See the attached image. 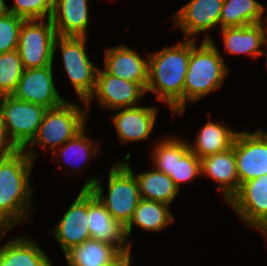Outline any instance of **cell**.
<instances>
[{"instance_id": "obj_1", "label": "cell", "mask_w": 267, "mask_h": 266, "mask_svg": "<svg viewBox=\"0 0 267 266\" xmlns=\"http://www.w3.org/2000/svg\"><path fill=\"white\" fill-rule=\"evenodd\" d=\"M36 155L35 150L28 149L27 153L17 150L0 158V242L15 225L31 221L35 190L29 180Z\"/></svg>"}, {"instance_id": "obj_2", "label": "cell", "mask_w": 267, "mask_h": 266, "mask_svg": "<svg viewBox=\"0 0 267 266\" xmlns=\"http://www.w3.org/2000/svg\"><path fill=\"white\" fill-rule=\"evenodd\" d=\"M191 53V39L162 48L148 56L145 92H154L158 101L168 104L172 114L183 109V89Z\"/></svg>"}, {"instance_id": "obj_3", "label": "cell", "mask_w": 267, "mask_h": 266, "mask_svg": "<svg viewBox=\"0 0 267 266\" xmlns=\"http://www.w3.org/2000/svg\"><path fill=\"white\" fill-rule=\"evenodd\" d=\"M196 39H191L189 66L183 89V109L186 103L202 99L207 94L216 91L225 81L229 68L221 57L213 39L204 40L197 47Z\"/></svg>"}, {"instance_id": "obj_4", "label": "cell", "mask_w": 267, "mask_h": 266, "mask_svg": "<svg viewBox=\"0 0 267 266\" xmlns=\"http://www.w3.org/2000/svg\"><path fill=\"white\" fill-rule=\"evenodd\" d=\"M130 153L124 160L116 162L108 174V196H103V188L97 177L89 178L82 189H89L104 205L112 218L126 227L131 221L134 210L141 200L138 184L130 161ZM126 161V162H125Z\"/></svg>"}, {"instance_id": "obj_5", "label": "cell", "mask_w": 267, "mask_h": 266, "mask_svg": "<svg viewBox=\"0 0 267 266\" xmlns=\"http://www.w3.org/2000/svg\"><path fill=\"white\" fill-rule=\"evenodd\" d=\"M78 104L64 101L61 105L46 109L37 134L26 147L36 144L48 146L52 152L79 133L86 124L87 110Z\"/></svg>"}, {"instance_id": "obj_6", "label": "cell", "mask_w": 267, "mask_h": 266, "mask_svg": "<svg viewBox=\"0 0 267 266\" xmlns=\"http://www.w3.org/2000/svg\"><path fill=\"white\" fill-rule=\"evenodd\" d=\"M87 38L57 35L53 47V55L56 48L60 47L65 72L83 103L94 92L98 71V67L94 66L86 53Z\"/></svg>"}, {"instance_id": "obj_7", "label": "cell", "mask_w": 267, "mask_h": 266, "mask_svg": "<svg viewBox=\"0 0 267 266\" xmlns=\"http://www.w3.org/2000/svg\"><path fill=\"white\" fill-rule=\"evenodd\" d=\"M46 109L13 95L0 96V117L8 137L18 150H26L32 142Z\"/></svg>"}, {"instance_id": "obj_8", "label": "cell", "mask_w": 267, "mask_h": 266, "mask_svg": "<svg viewBox=\"0 0 267 266\" xmlns=\"http://www.w3.org/2000/svg\"><path fill=\"white\" fill-rule=\"evenodd\" d=\"M185 142L176 137L163 138L152 151L153 168L168 175L179 191L181 184L201 175L200 158Z\"/></svg>"}, {"instance_id": "obj_9", "label": "cell", "mask_w": 267, "mask_h": 266, "mask_svg": "<svg viewBox=\"0 0 267 266\" xmlns=\"http://www.w3.org/2000/svg\"><path fill=\"white\" fill-rule=\"evenodd\" d=\"M24 20L19 32L17 51L24 69L53 65L56 30L51 18Z\"/></svg>"}, {"instance_id": "obj_10", "label": "cell", "mask_w": 267, "mask_h": 266, "mask_svg": "<svg viewBox=\"0 0 267 266\" xmlns=\"http://www.w3.org/2000/svg\"><path fill=\"white\" fill-rule=\"evenodd\" d=\"M228 205L241 220L267 240V174L242 183Z\"/></svg>"}, {"instance_id": "obj_11", "label": "cell", "mask_w": 267, "mask_h": 266, "mask_svg": "<svg viewBox=\"0 0 267 266\" xmlns=\"http://www.w3.org/2000/svg\"><path fill=\"white\" fill-rule=\"evenodd\" d=\"M239 187L242 183L267 174V132L243 130L233 142Z\"/></svg>"}, {"instance_id": "obj_12", "label": "cell", "mask_w": 267, "mask_h": 266, "mask_svg": "<svg viewBox=\"0 0 267 266\" xmlns=\"http://www.w3.org/2000/svg\"><path fill=\"white\" fill-rule=\"evenodd\" d=\"M145 94V90L138 83L118 78L104 69H98L94 92L85 102V106L89 109L91 100L95 98L98 99L99 106L104 107L103 109L130 108L135 107Z\"/></svg>"}, {"instance_id": "obj_13", "label": "cell", "mask_w": 267, "mask_h": 266, "mask_svg": "<svg viewBox=\"0 0 267 266\" xmlns=\"http://www.w3.org/2000/svg\"><path fill=\"white\" fill-rule=\"evenodd\" d=\"M224 0H190L172 17L185 39L195 38L198 33H207L204 40H211L208 31L220 24ZM195 35V36H194Z\"/></svg>"}, {"instance_id": "obj_14", "label": "cell", "mask_w": 267, "mask_h": 266, "mask_svg": "<svg viewBox=\"0 0 267 266\" xmlns=\"http://www.w3.org/2000/svg\"><path fill=\"white\" fill-rule=\"evenodd\" d=\"M52 68L53 65L24 69L12 95L16 99L39 104L47 109L61 105L66 99L56 90Z\"/></svg>"}, {"instance_id": "obj_15", "label": "cell", "mask_w": 267, "mask_h": 266, "mask_svg": "<svg viewBox=\"0 0 267 266\" xmlns=\"http://www.w3.org/2000/svg\"><path fill=\"white\" fill-rule=\"evenodd\" d=\"M88 223V189H81L57 225L50 230L64 254L91 238Z\"/></svg>"}, {"instance_id": "obj_16", "label": "cell", "mask_w": 267, "mask_h": 266, "mask_svg": "<svg viewBox=\"0 0 267 266\" xmlns=\"http://www.w3.org/2000/svg\"><path fill=\"white\" fill-rule=\"evenodd\" d=\"M88 228L92 239L115 246L120 252L131 249L125 227L114 220L104 205L88 189Z\"/></svg>"}, {"instance_id": "obj_17", "label": "cell", "mask_w": 267, "mask_h": 266, "mask_svg": "<svg viewBox=\"0 0 267 266\" xmlns=\"http://www.w3.org/2000/svg\"><path fill=\"white\" fill-rule=\"evenodd\" d=\"M114 111L117 113L112 117V121L121 142L128 143L149 139L157 118L156 107L135 106Z\"/></svg>"}, {"instance_id": "obj_18", "label": "cell", "mask_w": 267, "mask_h": 266, "mask_svg": "<svg viewBox=\"0 0 267 266\" xmlns=\"http://www.w3.org/2000/svg\"><path fill=\"white\" fill-rule=\"evenodd\" d=\"M148 57L142 58L125 45L106 49L104 70L118 78L138 83L144 90L148 81Z\"/></svg>"}, {"instance_id": "obj_19", "label": "cell", "mask_w": 267, "mask_h": 266, "mask_svg": "<svg viewBox=\"0 0 267 266\" xmlns=\"http://www.w3.org/2000/svg\"><path fill=\"white\" fill-rule=\"evenodd\" d=\"M202 173L217 182L218 189L228 203L239 190V177L237 174L236 157L233 145L229 149L217 154L200 158Z\"/></svg>"}, {"instance_id": "obj_20", "label": "cell", "mask_w": 267, "mask_h": 266, "mask_svg": "<svg viewBox=\"0 0 267 266\" xmlns=\"http://www.w3.org/2000/svg\"><path fill=\"white\" fill-rule=\"evenodd\" d=\"M51 20L58 36L88 37V0H55Z\"/></svg>"}, {"instance_id": "obj_21", "label": "cell", "mask_w": 267, "mask_h": 266, "mask_svg": "<svg viewBox=\"0 0 267 266\" xmlns=\"http://www.w3.org/2000/svg\"><path fill=\"white\" fill-rule=\"evenodd\" d=\"M38 242L19 236L0 247V266H52Z\"/></svg>"}, {"instance_id": "obj_22", "label": "cell", "mask_w": 267, "mask_h": 266, "mask_svg": "<svg viewBox=\"0 0 267 266\" xmlns=\"http://www.w3.org/2000/svg\"><path fill=\"white\" fill-rule=\"evenodd\" d=\"M263 22L243 27L221 28L225 51L230 54H246L251 57L261 56Z\"/></svg>"}, {"instance_id": "obj_23", "label": "cell", "mask_w": 267, "mask_h": 266, "mask_svg": "<svg viewBox=\"0 0 267 266\" xmlns=\"http://www.w3.org/2000/svg\"><path fill=\"white\" fill-rule=\"evenodd\" d=\"M224 124V120L221 123L209 121L198 132L194 147L189 145L190 150L199 158H203L232 147L238 131H233Z\"/></svg>"}, {"instance_id": "obj_24", "label": "cell", "mask_w": 267, "mask_h": 266, "mask_svg": "<svg viewBox=\"0 0 267 266\" xmlns=\"http://www.w3.org/2000/svg\"><path fill=\"white\" fill-rule=\"evenodd\" d=\"M174 222L175 218L169 210V205L141 199L134 210L131 221L125 227V234L128 240L133 224L149 232H159Z\"/></svg>"}, {"instance_id": "obj_25", "label": "cell", "mask_w": 267, "mask_h": 266, "mask_svg": "<svg viewBox=\"0 0 267 266\" xmlns=\"http://www.w3.org/2000/svg\"><path fill=\"white\" fill-rule=\"evenodd\" d=\"M121 252L113 245L92 238L65 253L68 266H106Z\"/></svg>"}, {"instance_id": "obj_26", "label": "cell", "mask_w": 267, "mask_h": 266, "mask_svg": "<svg viewBox=\"0 0 267 266\" xmlns=\"http://www.w3.org/2000/svg\"><path fill=\"white\" fill-rule=\"evenodd\" d=\"M135 177L141 199L158 201L170 205L179 193L173 180L155 168L153 171L140 172Z\"/></svg>"}, {"instance_id": "obj_27", "label": "cell", "mask_w": 267, "mask_h": 266, "mask_svg": "<svg viewBox=\"0 0 267 266\" xmlns=\"http://www.w3.org/2000/svg\"><path fill=\"white\" fill-rule=\"evenodd\" d=\"M265 7L257 0H224L220 15V26L243 27L260 23Z\"/></svg>"}, {"instance_id": "obj_28", "label": "cell", "mask_w": 267, "mask_h": 266, "mask_svg": "<svg viewBox=\"0 0 267 266\" xmlns=\"http://www.w3.org/2000/svg\"><path fill=\"white\" fill-rule=\"evenodd\" d=\"M23 70L17 49L0 53V96L12 95L15 92Z\"/></svg>"}, {"instance_id": "obj_29", "label": "cell", "mask_w": 267, "mask_h": 266, "mask_svg": "<svg viewBox=\"0 0 267 266\" xmlns=\"http://www.w3.org/2000/svg\"><path fill=\"white\" fill-rule=\"evenodd\" d=\"M84 131H85V127L79 133H77L73 138L65 142L61 149H57L56 151H54L55 153L54 156L56 157V159L58 156L63 155L62 157L63 158L65 157L64 159L66 163L69 164L70 166L71 164H75L74 161H77L79 158H80L79 159L80 161L81 159L84 158L83 163H87L91 159L92 155H95V156L98 155L99 147L95 146L93 149L94 144L92 140H90V137L88 138L86 136ZM71 159L73 161H71Z\"/></svg>"}, {"instance_id": "obj_30", "label": "cell", "mask_w": 267, "mask_h": 266, "mask_svg": "<svg viewBox=\"0 0 267 266\" xmlns=\"http://www.w3.org/2000/svg\"><path fill=\"white\" fill-rule=\"evenodd\" d=\"M55 0H14L9 12L24 20L51 18Z\"/></svg>"}, {"instance_id": "obj_31", "label": "cell", "mask_w": 267, "mask_h": 266, "mask_svg": "<svg viewBox=\"0 0 267 266\" xmlns=\"http://www.w3.org/2000/svg\"><path fill=\"white\" fill-rule=\"evenodd\" d=\"M23 21L24 19L10 12L0 17V53L17 49Z\"/></svg>"}, {"instance_id": "obj_32", "label": "cell", "mask_w": 267, "mask_h": 266, "mask_svg": "<svg viewBox=\"0 0 267 266\" xmlns=\"http://www.w3.org/2000/svg\"><path fill=\"white\" fill-rule=\"evenodd\" d=\"M9 139V140H8ZM18 149L7 135L5 126L0 117V158L14 154Z\"/></svg>"}, {"instance_id": "obj_33", "label": "cell", "mask_w": 267, "mask_h": 266, "mask_svg": "<svg viewBox=\"0 0 267 266\" xmlns=\"http://www.w3.org/2000/svg\"><path fill=\"white\" fill-rule=\"evenodd\" d=\"M130 254L131 249L126 252H121L106 266H130L131 261L134 259V256L130 257Z\"/></svg>"}, {"instance_id": "obj_34", "label": "cell", "mask_w": 267, "mask_h": 266, "mask_svg": "<svg viewBox=\"0 0 267 266\" xmlns=\"http://www.w3.org/2000/svg\"><path fill=\"white\" fill-rule=\"evenodd\" d=\"M264 18H266V19L264 20V23H266V27L263 26V32H262V44H266V46H267V16H265ZM262 55H266V57H267V51H266V52L262 51V52H261V56H262ZM266 62H267V61H266Z\"/></svg>"}, {"instance_id": "obj_35", "label": "cell", "mask_w": 267, "mask_h": 266, "mask_svg": "<svg viewBox=\"0 0 267 266\" xmlns=\"http://www.w3.org/2000/svg\"><path fill=\"white\" fill-rule=\"evenodd\" d=\"M9 13V7L5 3V0H0V17Z\"/></svg>"}]
</instances>
